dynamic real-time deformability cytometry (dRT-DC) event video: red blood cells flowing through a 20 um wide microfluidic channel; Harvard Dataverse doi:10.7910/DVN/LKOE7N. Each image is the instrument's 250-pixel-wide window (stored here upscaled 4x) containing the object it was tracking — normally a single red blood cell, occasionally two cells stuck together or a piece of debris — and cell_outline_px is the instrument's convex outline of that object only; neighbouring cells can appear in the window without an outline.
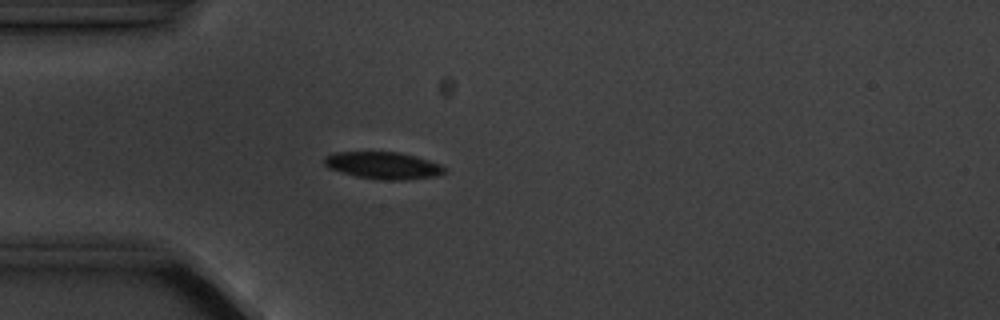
{"species": "common noctule bat (a hibernating species)", "species_latin": "Nyctalus noctula", "temperature_condition": "cold", "stored_images_in_passage": 5, "camera_frame_rate_fps": 3000, "um_per_image_px": 0.085, "animal": {"sex": "male", "body_mass_g": 20.1, "forearm_length_mm": 53.5}, "frame": {"image": 1, "passage_image": 5, "time_ms": 4.667, "image_size_px": [1000, 320], "cell_outline_px": [[448, 172], [436, 176], [404, 180], [384, 180], [356, 176], [340, 172], [328, 168], [324, 164], [324, 156], [336, 152], [400, 152], [416, 156], [440, 164]], "centroid_in_image_um": [32.57, 14.06], "position_along_channel_um": 52.4, "area_um2": 19.02}}